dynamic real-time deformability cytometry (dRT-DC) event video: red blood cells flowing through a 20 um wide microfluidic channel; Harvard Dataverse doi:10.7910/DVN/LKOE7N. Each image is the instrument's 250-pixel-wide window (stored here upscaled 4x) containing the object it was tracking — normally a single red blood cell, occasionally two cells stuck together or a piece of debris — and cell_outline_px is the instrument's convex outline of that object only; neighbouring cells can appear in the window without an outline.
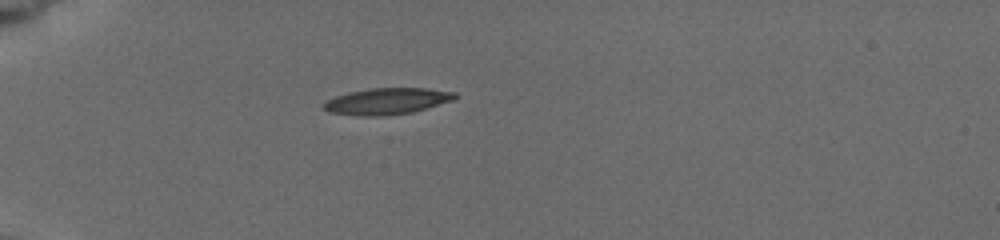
{"species": "common noctule bat (a hibernating species)", "species_latin": "Nyctalus noctula", "temperature_condition": "cold", "stored_images_in_passage": 5, "camera_frame_rate_fps": 3000, "um_per_image_px": 0.085, "animal": {"sex": "female", "body_mass_g": 19.5, "forearm_length_mm": 54.1}, "frame": {"image": 1, "passage_image": 1, "time_ms": 0.0, "image_size_px": [1000, 240], "cell_outline_px": [[460, 96], [452, 100], [412, 112], [384, 116], [364, 116], [328, 112], [324, 108], [324, 104], [328, 100], [336, 96], [348, 92], [368, 88], [428, 88], [456, 92]], "centroid_in_image_um": [32.92, 8.59], "position_along_channel_um": 52.1, "area_um2": 20.11}}
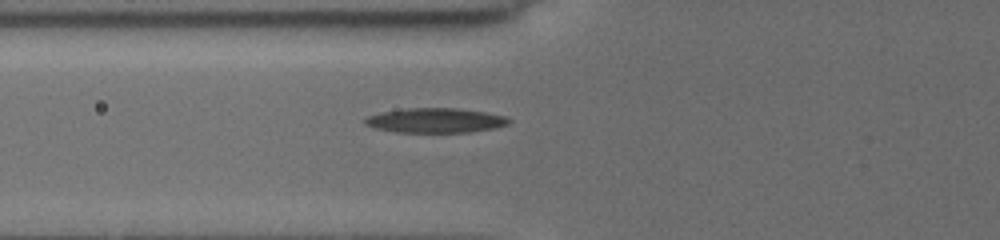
{"frame": {"image": 2, "passage_image": 3, "time_ms": 1.667, "image_size_px": [1000, 240], "cell_outline_px": [[512, 120], [508, 124], [496, 128], [468, 132], [392, 132], [376, 128], [364, 124], [364, 120], [368, 116], [384, 112], [408, 108], [456, 108], [484, 112], [504, 116]], "centroid_in_image_um": [37.02, 10.24], "position_along_channel_um": 88.8, "area_um2": 20.52}}
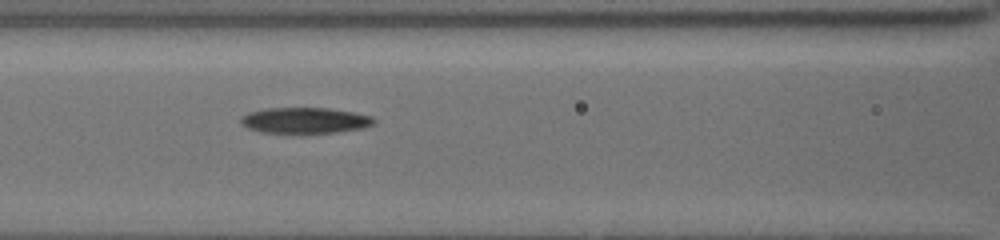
{"frame": {"image": 3, "passage_image": 5, "time_ms": 3.0, "image_size_px": [1000, 240], "cell_outline_px": [[376, 120], [372, 124], [364, 128], [332, 132], [260, 132], [248, 128], [240, 120], [248, 112], [264, 108], [328, 108], [352, 112], [372, 116]], "centroid_in_image_um": [25.93, 10.22], "position_along_channel_um": 140.7, "area_um2": 19.65}}